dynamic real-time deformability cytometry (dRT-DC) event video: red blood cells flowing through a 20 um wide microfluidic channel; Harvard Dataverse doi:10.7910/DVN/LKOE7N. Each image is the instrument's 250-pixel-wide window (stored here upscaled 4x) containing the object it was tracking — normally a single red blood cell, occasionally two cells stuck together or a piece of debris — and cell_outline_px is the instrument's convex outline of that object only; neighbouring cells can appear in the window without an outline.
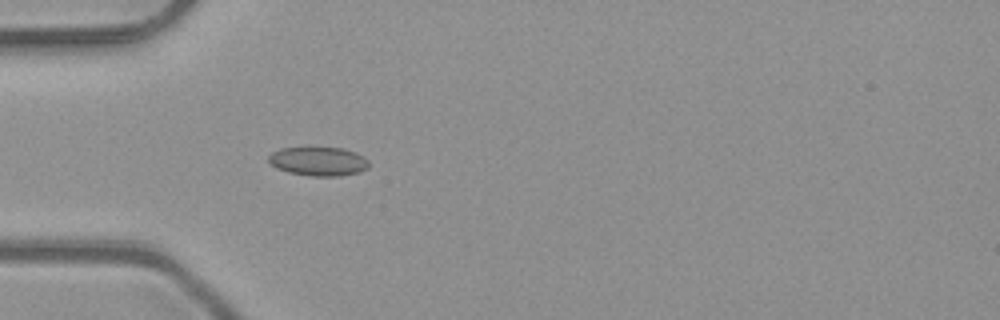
{"species": "common noctule bat (a hibernating species)", "species_latin": "Nyctalus noctula", "temperature_condition": "room temperature", "stored_images_in_passage": 36, "camera_frame_rate_fps": 3000, "um_per_image_px": 0.085, "animal": {"sex": "male", "body_mass_g": 23.1, "forearm_length_mm": 52.7}, "frame": {"image": 1, "passage_image": 1, "time_ms": 0.0, "image_size_px": [1000, 320], "cell_outline_px": [[368, 168], [360, 172], [340, 176], [312, 176], [288, 172], [276, 168], [268, 160], [268, 156], [272, 152], [280, 148], [340, 148], [356, 152], [364, 156], [368, 160]], "centroid_in_image_um": [27.08, 13.72], "position_along_channel_um": 57.9, "area_um2": 16.88}}
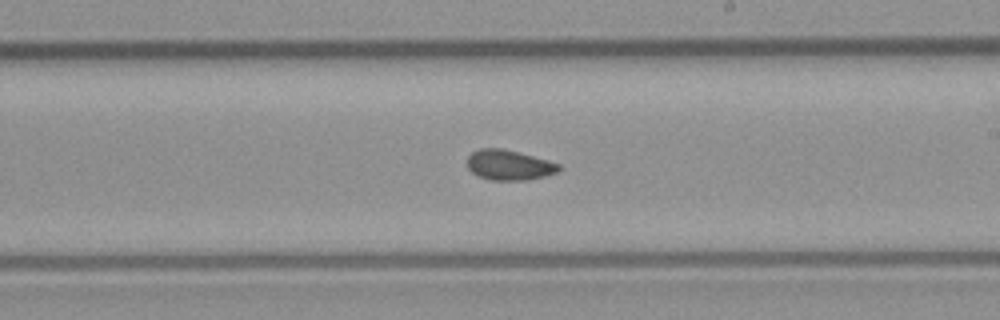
{"frame": {"image": 2, "passage_image": 15, "time_ms": 4.667, "image_size_px": [1000, 320], "cell_outline_px": [[560, 168], [556, 172], [544, 176], [528, 180], [492, 180], [480, 176], [472, 172], [468, 168], [468, 156], [472, 152], [480, 148], [500, 148], [548, 160], [560, 164]], "centroid_in_image_um": [43.26, 14.03], "position_along_channel_um": 245.7, "area_um2": 15.84}}
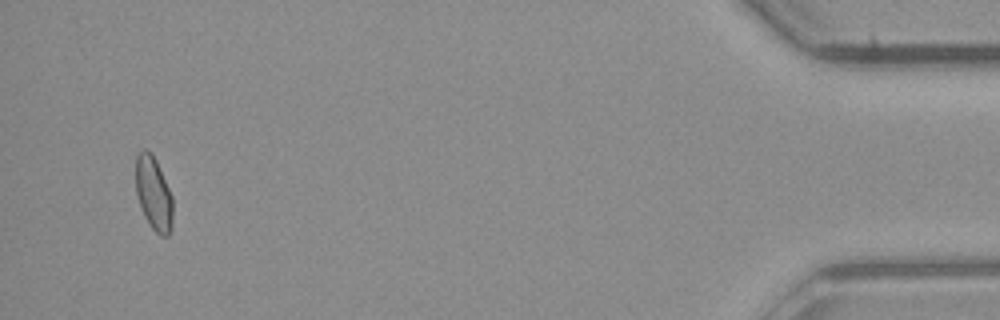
{"frame": {"image": 3, "passage_image": 34, "time_ms": 11.0, "image_size_px": [1000, 320], "cell_outline_px": [[172, 228], [168, 236], [160, 236], [152, 228], [144, 216], [140, 208], [136, 192], [136, 156], [144, 148], [152, 152], [156, 160], [172, 196]], "centroid_in_image_um": [13.05, 16.45], "position_along_channel_um": 422.2, "area_um2": 15.95}, "authors_computed_cell_mechanics": {"area_um2": 15.9239, "velocity_mm_per_s": 4.1048, "shape_relaxation_time_tau1_ms": null, "shape_relaxation_time_tau2_ms": 1.8742, "deformation_change_tau1": null, "deformation_change_tau2": 0.0553}}